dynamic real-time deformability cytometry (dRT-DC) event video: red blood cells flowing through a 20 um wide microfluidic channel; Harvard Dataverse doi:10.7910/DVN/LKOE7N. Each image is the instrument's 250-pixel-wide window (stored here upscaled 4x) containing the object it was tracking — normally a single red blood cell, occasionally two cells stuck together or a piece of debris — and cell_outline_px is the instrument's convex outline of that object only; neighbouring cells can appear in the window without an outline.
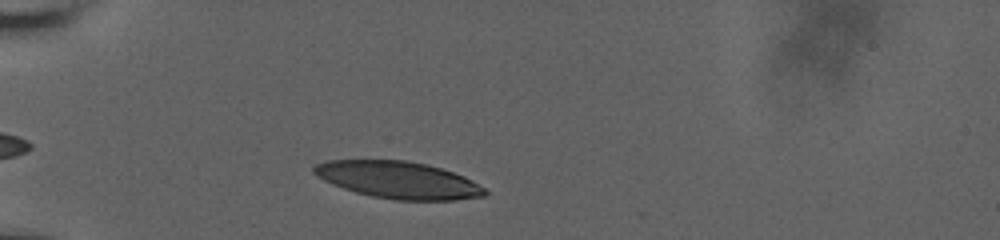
{"species": "human", "species_latin": "Homo sapiens", "temperature_condition": "room temperature", "stored_images_in_passage": 9, "camera_frame_rate_fps": 3000, "um_per_image_px": 0.085, "donor": {"sex": "male"}, "frame": {"image": 1, "passage_image": 1, "time_ms": 0.0, "image_size_px": [1000, 240], "cell_outline_px": [[488, 192], [484, 196], [456, 200], [396, 200], [372, 196], [356, 192], [332, 184], [316, 176], [312, 172], [312, 168], [316, 164], [328, 160], [404, 160], [428, 164], [464, 176], [472, 180], [484, 188]], "centroid_in_image_um": [33.84, 15.29], "position_along_channel_um": 51.2, "area_um2": 36.82}}
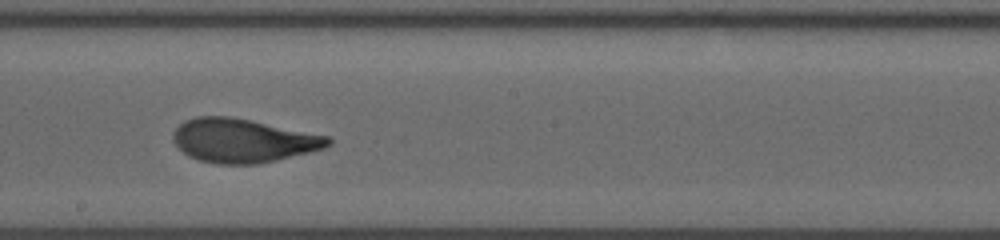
{"frame": {"image": 2, "passage_image": 6, "time_ms": 1.667, "image_size_px": [1000, 240], "cell_outline_px": [[332, 144], [324, 148], [276, 160], [256, 164], [216, 164], [200, 160], [188, 156], [172, 140], [172, 136], [176, 128], [184, 120], [196, 116], [228, 116], [328, 136], [332, 140]], "centroid_in_image_um": [20.62, 11.95], "position_along_channel_um": 227.6, "area_um2": 39.13}}
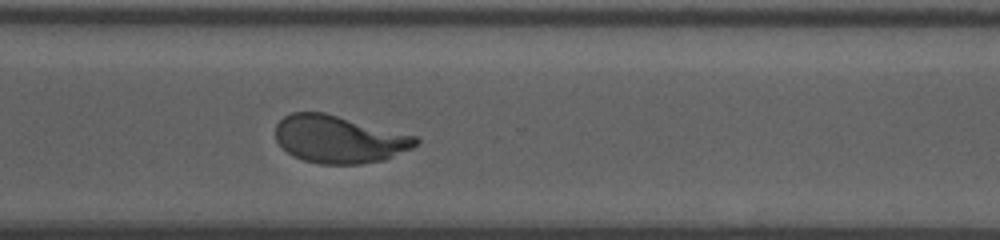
{"frame": {"image": 3, "passage_image": 9, "time_ms": 2.667, "image_size_px": [1000, 240], "cell_outline_px": [[420, 144], [412, 148], [384, 160], [360, 164], [320, 164], [304, 160], [292, 156], [276, 140], [276, 124], [284, 116], [292, 112], [324, 112], [416, 136], [420, 140]], "centroid_in_image_um": [28.83, 11.84], "position_along_channel_um": 341.8, "area_um2": 38.78}}